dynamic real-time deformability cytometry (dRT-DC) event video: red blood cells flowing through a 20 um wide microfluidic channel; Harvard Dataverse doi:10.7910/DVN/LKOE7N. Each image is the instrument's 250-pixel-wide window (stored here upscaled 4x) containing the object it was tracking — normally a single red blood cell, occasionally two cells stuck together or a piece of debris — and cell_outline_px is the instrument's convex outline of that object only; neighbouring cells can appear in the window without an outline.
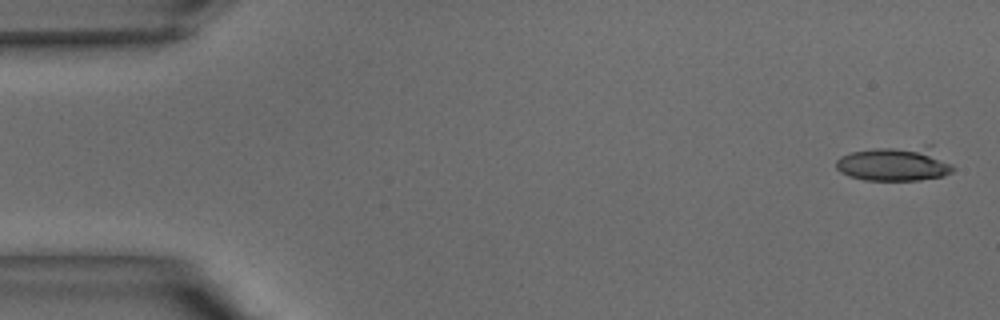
{"species": "common noctule bat (a hibernating species)", "species_latin": "Nyctalus noctula", "temperature_condition": "warm", "stored_images_in_passage": 29, "camera_frame_rate_fps": 3000, "um_per_image_px": 0.085, "animal": {"sex": "male", "body_mass_g": 15.6}, "frame": {"image": 1, "passage_image": 1, "time_ms": 0.0, "image_size_px": [1000, 320], "cell_outline_px": [[956, 168], [952, 172], [944, 176], [920, 180], [864, 180], [848, 176], [840, 172], [836, 168], [836, 160], [840, 156], [848, 152], [876, 148], [928, 144], [932, 144]], "centroid_in_image_um": [76.11, 13.9], "position_along_channel_um": 8.9, "area_um2": 24.33}}
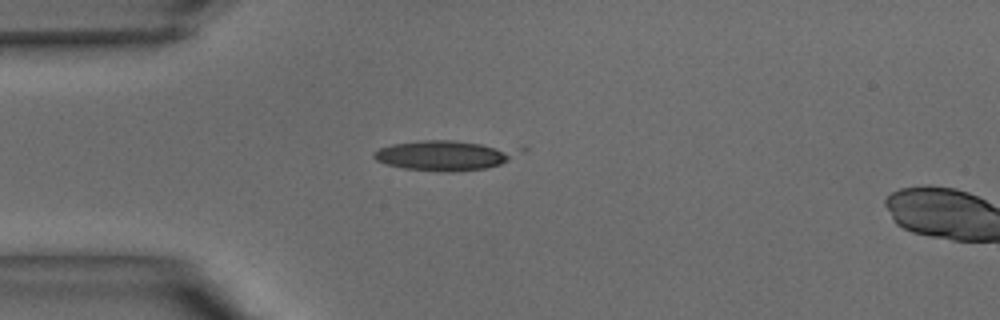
{"frame": {"image": 2, "passage_image": 10, "time_ms": 3.0, "image_size_px": [1000, 320], "cell_outline_px": [[528, 148], [508, 160], [500, 164], [488, 168], [452, 172], [448, 172], [404, 168], [388, 164], [376, 160], [372, 156], [372, 152], [380, 148], [392, 144], [420, 140], [452, 140], [524, 144]], "centroid_in_image_um": [38.03, 13.15], "position_along_channel_um": 47.0, "area_um2": 26.53}}
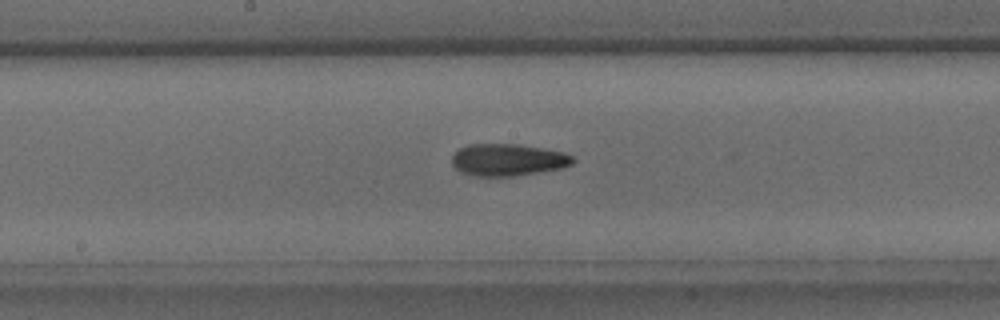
{"frame": {"image": 3, "passage_image": 20, "time_ms": 6.333, "image_size_px": [1000, 320], "cell_outline_px": [[576, 160], [572, 164], [564, 168], [512, 176], [472, 176], [460, 172], [452, 164], [452, 156], [460, 148], [468, 144], [516, 144], [564, 152], [572, 156]], "centroid_in_image_um": [43.17, 13.59], "position_along_channel_um": 205.0, "area_um2": 22.6}}